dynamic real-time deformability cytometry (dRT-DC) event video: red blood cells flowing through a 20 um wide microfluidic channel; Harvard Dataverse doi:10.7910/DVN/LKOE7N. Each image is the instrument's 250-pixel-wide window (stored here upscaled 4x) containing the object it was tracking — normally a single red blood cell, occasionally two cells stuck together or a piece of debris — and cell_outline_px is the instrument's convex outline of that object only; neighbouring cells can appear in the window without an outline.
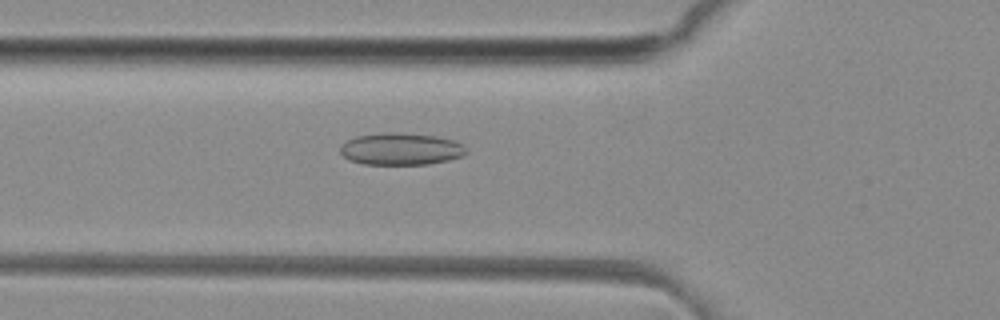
{"species": "common noctule bat (a hibernating species)", "species_latin": "Nyctalus noctula", "temperature_condition": "room temperature", "stored_images_in_passage": 34, "camera_frame_rate_fps": 3000, "um_per_image_px": 0.085, "animal": {"sex": "female", "body_mass_g": 29.2, "forearm_length_mm": 56.3}, "frame": {"image": 1, "passage_image": 5, "time_ms": 1.333, "image_size_px": [1000, 320], "cell_outline_px": [[468, 152], [460, 156], [448, 160], [428, 164], [364, 164], [348, 160], [340, 152], [340, 144], [356, 136], [388, 132], [400, 132], [436, 136], [456, 140], [464, 144]], "centroid_in_image_um": [34.09, 12.65], "position_along_channel_um": 91.7, "area_um2": 23.7}}
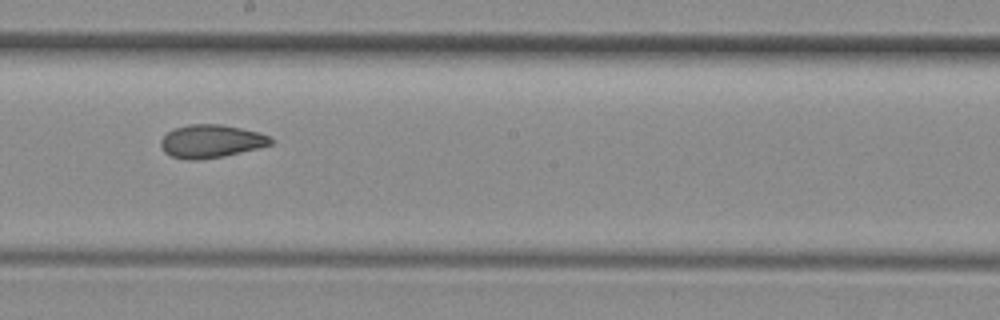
{"frame": {"image": 2, "passage_image": 15, "time_ms": 4.667, "image_size_px": [1000, 320], "cell_outline_px": [[276, 140], [272, 144], [260, 148], [224, 156], [200, 160], [188, 160], [172, 156], [164, 152], [160, 144], [160, 140], [168, 132], [176, 128], [188, 124], [220, 124], [260, 132], [272, 136]], "centroid_in_image_um": [18.0, 12.01], "position_along_channel_um": 230.2, "area_um2": 21.44}}
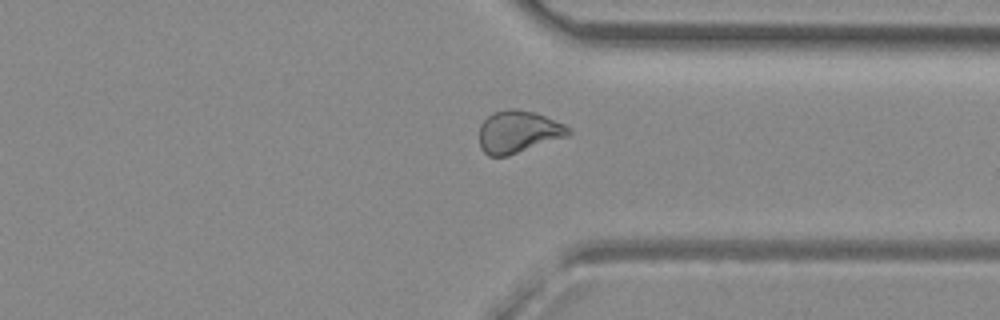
{"frame": {"image": 3, "passage_image": 25, "time_ms": 8.0, "image_size_px": [1000, 320], "cell_outline_px": [[572, 132], [568, 136], [508, 156], [488, 156], [480, 148], [480, 124], [492, 112], [508, 108], [512, 108], [536, 112], [564, 124]], "centroid_in_image_um": [44.04, 11.2], "position_along_channel_um": 367.4, "area_um2": 22.08}, "authors_computed_cell_mechanics": {"area_um2": 21.6172, "velocity_mm_per_s": 4.1544, "shape_relaxation_time_tau1_ms": null, "shape_relaxation_time_tau2_ms": 2.5243, "deformation_change_tau1": null, "deformation_change_tau2": 0.0777}}